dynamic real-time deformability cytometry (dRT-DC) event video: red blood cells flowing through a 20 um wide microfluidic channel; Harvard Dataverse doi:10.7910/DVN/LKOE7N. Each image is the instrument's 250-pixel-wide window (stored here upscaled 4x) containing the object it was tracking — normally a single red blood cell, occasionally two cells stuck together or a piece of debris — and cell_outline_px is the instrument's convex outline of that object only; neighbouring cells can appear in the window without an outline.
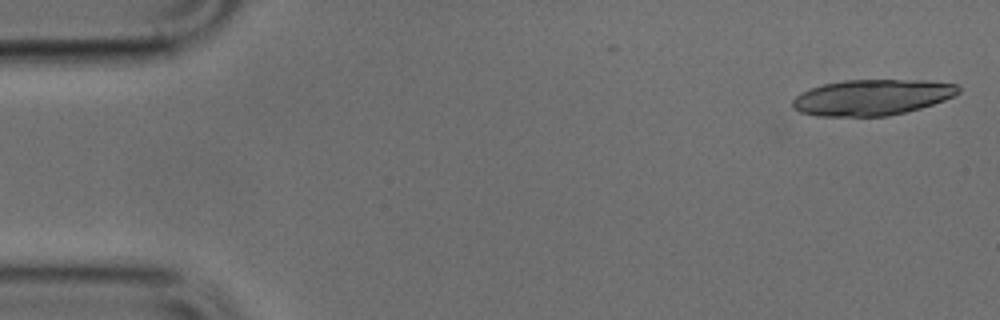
{"species": "common noctule bat (a hibernating species)", "species_latin": "Nyctalus noctula", "temperature_condition": "cold", "stored_images_in_passage": 7, "camera_frame_rate_fps": 3000, "um_per_image_px": 0.085, "animal": {"sex": "male", "body_mass_g": 17.9, "forearm_length_mm": 54.2}, "frame": {"image": 1, "passage_image": 1, "time_ms": 0.0, "image_size_px": [1000, 320], "cell_outline_px": [[960, 92], [944, 100], [920, 108], [888, 116], [816, 116], [800, 112], [792, 108], [792, 100], [796, 96], [812, 88], [824, 84], [844, 80], [928, 80], [956, 84], [960, 88]], "centroid_in_image_um": [74.12, 8.27], "position_along_channel_um": 10.9, "area_um2": 34.51}}